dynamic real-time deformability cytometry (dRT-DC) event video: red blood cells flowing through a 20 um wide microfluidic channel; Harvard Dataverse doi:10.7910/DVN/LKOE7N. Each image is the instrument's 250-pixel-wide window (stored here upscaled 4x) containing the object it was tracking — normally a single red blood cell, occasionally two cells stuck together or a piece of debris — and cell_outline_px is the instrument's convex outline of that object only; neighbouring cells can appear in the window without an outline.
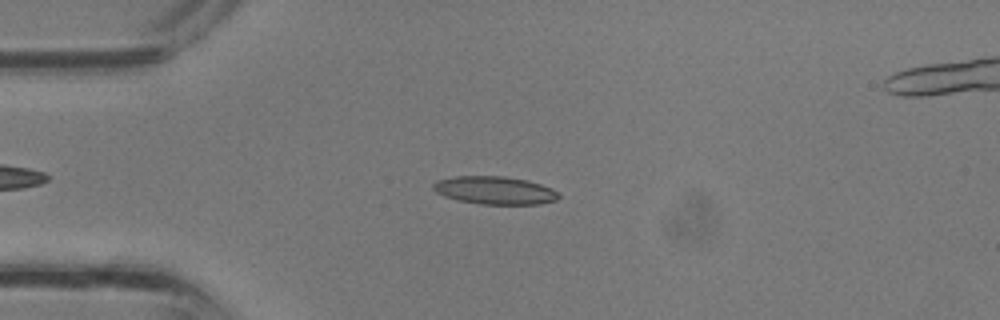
{"species": "common noctule bat (a hibernating species)", "species_latin": "Nyctalus noctula", "temperature_condition": "room temperature", "stored_images_in_passage": 27, "camera_frame_rate_fps": 3000, "um_per_image_px": 0.085, "animal": {"sex": "male", "body_mass_g": 13.3}, "frame": {"image": 1, "passage_image": 3, "time_ms": 0.667, "image_size_px": [1000, 320], "cell_outline_px": [[560, 196], [556, 200], [540, 204], [480, 204], [460, 200], [444, 196], [436, 192], [432, 188], [432, 184], [436, 180], [456, 176], [504, 176], [528, 180], [552, 188]], "centroid_in_image_um": [42.04, 16.17], "position_along_channel_um": 43.0, "area_um2": 20.4}}
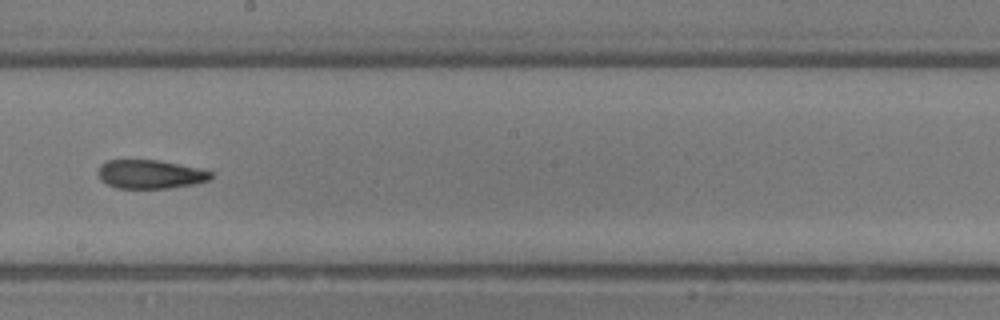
{"frame": {"image": 2, "passage_image": 14, "time_ms": 4.333, "image_size_px": [1000, 320], "cell_outline_px": [[212, 180], [192, 184], [168, 188], [116, 188], [100, 180], [100, 164], [108, 160], [156, 160], [196, 168], [212, 172]], "centroid_in_image_um": [12.77, 14.82], "position_along_channel_um": 235.4, "area_um2": 18.55}}
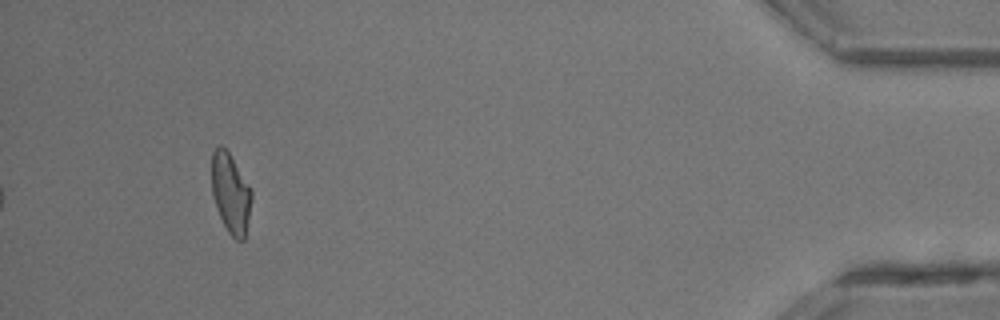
{"frame": {"image": 3, "passage_image": 27, "time_ms": 8.667, "image_size_px": [1000, 320], "cell_outline_px": [[252, 200], [244, 240], [236, 240], [228, 232], [216, 208], [212, 196], [212, 152], [220, 144], [228, 152], [248, 184], [252, 192]], "centroid_in_image_um": [19.6, 16.44], "position_along_channel_um": 415.6, "area_um2": 18.32}}